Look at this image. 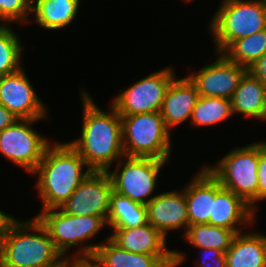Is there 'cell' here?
Returning a JSON list of instances; mask_svg holds the SVG:
<instances>
[{"instance_id":"cell-1","label":"cell","mask_w":266,"mask_h":267,"mask_svg":"<svg viewBox=\"0 0 266 267\" xmlns=\"http://www.w3.org/2000/svg\"><path fill=\"white\" fill-rule=\"evenodd\" d=\"M81 97L83 129L80 138L69 144L92 171H108L115 161L125 157L121 117L112 105L110 112H104L87 91H82Z\"/></svg>"},{"instance_id":"cell-2","label":"cell","mask_w":266,"mask_h":267,"mask_svg":"<svg viewBox=\"0 0 266 267\" xmlns=\"http://www.w3.org/2000/svg\"><path fill=\"white\" fill-rule=\"evenodd\" d=\"M67 262L36 216L7 219L0 233V267H63Z\"/></svg>"},{"instance_id":"cell-3","label":"cell","mask_w":266,"mask_h":267,"mask_svg":"<svg viewBox=\"0 0 266 267\" xmlns=\"http://www.w3.org/2000/svg\"><path fill=\"white\" fill-rule=\"evenodd\" d=\"M91 172L69 142H51L32 173L38 174L35 188L42 200V210L60 208Z\"/></svg>"},{"instance_id":"cell-4","label":"cell","mask_w":266,"mask_h":267,"mask_svg":"<svg viewBox=\"0 0 266 267\" xmlns=\"http://www.w3.org/2000/svg\"><path fill=\"white\" fill-rule=\"evenodd\" d=\"M216 53L232 42L266 29V0H223L209 24Z\"/></svg>"},{"instance_id":"cell-5","label":"cell","mask_w":266,"mask_h":267,"mask_svg":"<svg viewBox=\"0 0 266 267\" xmlns=\"http://www.w3.org/2000/svg\"><path fill=\"white\" fill-rule=\"evenodd\" d=\"M120 117L125 156L169 161L172 155L171 131L160 111Z\"/></svg>"},{"instance_id":"cell-6","label":"cell","mask_w":266,"mask_h":267,"mask_svg":"<svg viewBox=\"0 0 266 267\" xmlns=\"http://www.w3.org/2000/svg\"><path fill=\"white\" fill-rule=\"evenodd\" d=\"M259 142L231 150L217 165L205 168L221 185L242 198L254 211L258 209Z\"/></svg>"},{"instance_id":"cell-7","label":"cell","mask_w":266,"mask_h":267,"mask_svg":"<svg viewBox=\"0 0 266 267\" xmlns=\"http://www.w3.org/2000/svg\"><path fill=\"white\" fill-rule=\"evenodd\" d=\"M167 162L151 157H122L116 169L107 171L113 182V191L147 205L156 196L151 195L154 194L160 170Z\"/></svg>"},{"instance_id":"cell-8","label":"cell","mask_w":266,"mask_h":267,"mask_svg":"<svg viewBox=\"0 0 266 267\" xmlns=\"http://www.w3.org/2000/svg\"><path fill=\"white\" fill-rule=\"evenodd\" d=\"M36 218L46 228L56 249L68 261L70 257L66 256V251L91 240L107 224L102 217L73 216L66 214L60 208L42 210Z\"/></svg>"},{"instance_id":"cell-9","label":"cell","mask_w":266,"mask_h":267,"mask_svg":"<svg viewBox=\"0 0 266 267\" xmlns=\"http://www.w3.org/2000/svg\"><path fill=\"white\" fill-rule=\"evenodd\" d=\"M40 119H18L0 131V153L32 174L51 144L32 127Z\"/></svg>"},{"instance_id":"cell-10","label":"cell","mask_w":266,"mask_h":267,"mask_svg":"<svg viewBox=\"0 0 266 267\" xmlns=\"http://www.w3.org/2000/svg\"><path fill=\"white\" fill-rule=\"evenodd\" d=\"M175 74L171 66L162 68L118 94L111 105L120 116L160 111Z\"/></svg>"},{"instance_id":"cell-11","label":"cell","mask_w":266,"mask_h":267,"mask_svg":"<svg viewBox=\"0 0 266 267\" xmlns=\"http://www.w3.org/2000/svg\"><path fill=\"white\" fill-rule=\"evenodd\" d=\"M70 261H90L95 267H175V256L131 253L109 237L105 242L79 246Z\"/></svg>"},{"instance_id":"cell-12","label":"cell","mask_w":266,"mask_h":267,"mask_svg":"<svg viewBox=\"0 0 266 267\" xmlns=\"http://www.w3.org/2000/svg\"><path fill=\"white\" fill-rule=\"evenodd\" d=\"M113 182L107 171H92L60 209L73 216H98L106 222Z\"/></svg>"},{"instance_id":"cell-13","label":"cell","mask_w":266,"mask_h":267,"mask_svg":"<svg viewBox=\"0 0 266 267\" xmlns=\"http://www.w3.org/2000/svg\"><path fill=\"white\" fill-rule=\"evenodd\" d=\"M0 104L18 119H46L47 107L33 89L23 67L0 76Z\"/></svg>"},{"instance_id":"cell-14","label":"cell","mask_w":266,"mask_h":267,"mask_svg":"<svg viewBox=\"0 0 266 267\" xmlns=\"http://www.w3.org/2000/svg\"><path fill=\"white\" fill-rule=\"evenodd\" d=\"M217 54L215 62L188 77L196 85L199 96L231 99L248 69L229 61L222 53Z\"/></svg>"},{"instance_id":"cell-15","label":"cell","mask_w":266,"mask_h":267,"mask_svg":"<svg viewBox=\"0 0 266 267\" xmlns=\"http://www.w3.org/2000/svg\"><path fill=\"white\" fill-rule=\"evenodd\" d=\"M109 238L131 253L175 256V267L186 260L185 253L167 249L166 237L149 223L135 228H113Z\"/></svg>"},{"instance_id":"cell-16","label":"cell","mask_w":266,"mask_h":267,"mask_svg":"<svg viewBox=\"0 0 266 267\" xmlns=\"http://www.w3.org/2000/svg\"><path fill=\"white\" fill-rule=\"evenodd\" d=\"M147 220L165 237L171 230L189 226L188 211L184 190L167 191L156 195L147 205Z\"/></svg>"},{"instance_id":"cell-17","label":"cell","mask_w":266,"mask_h":267,"mask_svg":"<svg viewBox=\"0 0 266 267\" xmlns=\"http://www.w3.org/2000/svg\"><path fill=\"white\" fill-rule=\"evenodd\" d=\"M255 215V211L242 198L224 188L216 179V196L213 202L212 215H210L207 224L240 233L243 229L238 226L254 224L253 222H256L254 221Z\"/></svg>"},{"instance_id":"cell-18","label":"cell","mask_w":266,"mask_h":267,"mask_svg":"<svg viewBox=\"0 0 266 267\" xmlns=\"http://www.w3.org/2000/svg\"><path fill=\"white\" fill-rule=\"evenodd\" d=\"M199 98L196 85L186 76L175 77L168 87L160 110L166 127L172 128L191 119L192 111Z\"/></svg>"},{"instance_id":"cell-19","label":"cell","mask_w":266,"mask_h":267,"mask_svg":"<svg viewBox=\"0 0 266 267\" xmlns=\"http://www.w3.org/2000/svg\"><path fill=\"white\" fill-rule=\"evenodd\" d=\"M184 187L189 225L206 224L212 215L216 196V178L203 166Z\"/></svg>"},{"instance_id":"cell-20","label":"cell","mask_w":266,"mask_h":267,"mask_svg":"<svg viewBox=\"0 0 266 267\" xmlns=\"http://www.w3.org/2000/svg\"><path fill=\"white\" fill-rule=\"evenodd\" d=\"M225 255L226 267H266V235L237 233Z\"/></svg>"},{"instance_id":"cell-21","label":"cell","mask_w":266,"mask_h":267,"mask_svg":"<svg viewBox=\"0 0 266 267\" xmlns=\"http://www.w3.org/2000/svg\"><path fill=\"white\" fill-rule=\"evenodd\" d=\"M266 86L247 71L231 97L233 114L265 120Z\"/></svg>"},{"instance_id":"cell-22","label":"cell","mask_w":266,"mask_h":267,"mask_svg":"<svg viewBox=\"0 0 266 267\" xmlns=\"http://www.w3.org/2000/svg\"><path fill=\"white\" fill-rule=\"evenodd\" d=\"M80 0H32V14L37 24L48 30L64 28L73 22Z\"/></svg>"},{"instance_id":"cell-23","label":"cell","mask_w":266,"mask_h":267,"mask_svg":"<svg viewBox=\"0 0 266 267\" xmlns=\"http://www.w3.org/2000/svg\"><path fill=\"white\" fill-rule=\"evenodd\" d=\"M148 223L146 205L132 201L115 191L110 197L107 224L112 228H135Z\"/></svg>"},{"instance_id":"cell-24","label":"cell","mask_w":266,"mask_h":267,"mask_svg":"<svg viewBox=\"0 0 266 267\" xmlns=\"http://www.w3.org/2000/svg\"><path fill=\"white\" fill-rule=\"evenodd\" d=\"M237 235L235 230L224 227L212 226L210 224H193L189 225L183 236L186 242L199 248L219 249L225 253Z\"/></svg>"},{"instance_id":"cell-25","label":"cell","mask_w":266,"mask_h":267,"mask_svg":"<svg viewBox=\"0 0 266 267\" xmlns=\"http://www.w3.org/2000/svg\"><path fill=\"white\" fill-rule=\"evenodd\" d=\"M266 52V29L232 42L222 54L247 69Z\"/></svg>"},{"instance_id":"cell-26","label":"cell","mask_w":266,"mask_h":267,"mask_svg":"<svg viewBox=\"0 0 266 267\" xmlns=\"http://www.w3.org/2000/svg\"><path fill=\"white\" fill-rule=\"evenodd\" d=\"M233 115L230 99L199 96L193 108L190 124L211 126L229 119Z\"/></svg>"},{"instance_id":"cell-27","label":"cell","mask_w":266,"mask_h":267,"mask_svg":"<svg viewBox=\"0 0 266 267\" xmlns=\"http://www.w3.org/2000/svg\"><path fill=\"white\" fill-rule=\"evenodd\" d=\"M13 31L9 24H0V76L15 73L22 68L21 39Z\"/></svg>"},{"instance_id":"cell-28","label":"cell","mask_w":266,"mask_h":267,"mask_svg":"<svg viewBox=\"0 0 266 267\" xmlns=\"http://www.w3.org/2000/svg\"><path fill=\"white\" fill-rule=\"evenodd\" d=\"M30 12H32V0H0L1 25L12 22L28 23Z\"/></svg>"},{"instance_id":"cell-29","label":"cell","mask_w":266,"mask_h":267,"mask_svg":"<svg viewBox=\"0 0 266 267\" xmlns=\"http://www.w3.org/2000/svg\"><path fill=\"white\" fill-rule=\"evenodd\" d=\"M197 267H226V255L219 249L202 248Z\"/></svg>"},{"instance_id":"cell-30","label":"cell","mask_w":266,"mask_h":267,"mask_svg":"<svg viewBox=\"0 0 266 267\" xmlns=\"http://www.w3.org/2000/svg\"><path fill=\"white\" fill-rule=\"evenodd\" d=\"M258 201L266 200V143L259 142Z\"/></svg>"},{"instance_id":"cell-31","label":"cell","mask_w":266,"mask_h":267,"mask_svg":"<svg viewBox=\"0 0 266 267\" xmlns=\"http://www.w3.org/2000/svg\"><path fill=\"white\" fill-rule=\"evenodd\" d=\"M248 71L266 86V52L248 68Z\"/></svg>"},{"instance_id":"cell-32","label":"cell","mask_w":266,"mask_h":267,"mask_svg":"<svg viewBox=\"0 0 266 267\" xmlns=\"http://www.w3.org/2000/svg\"><path fill=\"white\" fill-rule=\"evenodd\" d=\"M18 120L5 106L0 104V131L13 125Z\"/></svg>"},{"instance_id":"cell-33","label":"cell","mask_w":266,"mask_h":267,"mask_svg":"<svg viewBox=\"0 0 266 267\" xmlns=\"http://www.w3.org/2000/svg\"><path fill=\"white\" fill-rule=\"evenodd\" d=\"M11 215L5 214L4 212H2L0 210V233L3 229V226L5 224V222L7 221V219L10 217Z\"/></svg>"},{"instance_id":"cell-34","label":"cell","mask_w":266,"mask_h":267,"mask_svg":"<svg viewBox=\"0 0 266 267\" xmlns=\"http://www.w3.org/2000/svg\"><path fill=\"white\" fill-rule=\"evenodd\" d=\"M63 267H79V261H68Z\"/></svg>"},{"instance_id":"cell-35","label":"cell","mask_w":266,"mask_h":267,"mask_svg":"<svg viewBox=\"0 0 266 267\" xmlns=\"http://www.w3.org/2000/svg\"><path fill=\"white\" fill-rule=\"evenodd\" d=\"M79 267H95L90 261H79Z\"/></svg>"},{"instance_id":"cell-36","label":"cell","mask_w":266,"mask_h":267,"mask_svg":"<svg viewBox=\"0 0 266 267\" xmlns=\"http://www.w3.org/2000/svg\"><path fill=\"white\" fill-rule=\"evenodd\" d=\"M265 120H266V94H265Z\"/></svg>"}]
</instances>
